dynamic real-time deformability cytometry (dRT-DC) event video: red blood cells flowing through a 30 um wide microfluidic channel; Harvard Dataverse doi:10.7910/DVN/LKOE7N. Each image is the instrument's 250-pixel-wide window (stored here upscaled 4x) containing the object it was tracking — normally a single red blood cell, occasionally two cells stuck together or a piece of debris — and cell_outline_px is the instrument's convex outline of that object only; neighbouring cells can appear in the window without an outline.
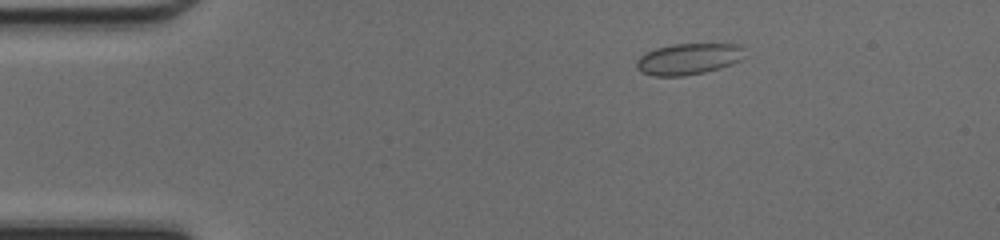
{"species": "common noctule bat (a hibernating species)", "species_latin": "Nyctalus noctula", "temperature_condition": "cold", "stored_images_in_passage": 41, "camera_frame_rate_fps": 3000, "um_per_image_px": 0.085, "animal": {"sex": "female", "body_mass_g": 17.0, "forearm_length_mm": 48.0}, "frame": {"image": 1, "passage_image": 1, "time_ms": 0.0, "image_size_px": [1000, 240], "cell_outline_px": [[740, 60], [732, 64], [720, 68], [704, 72], [684, 76], [652, 76], [640, 72], [636, 68], [636, 60], [640, 56], [656, 48], [672, 44], [740, 44]], "centroid_in_image_um": [58.43, 5.03], "position_along_channel_um": 26.6, "area_um2": 19.48}}
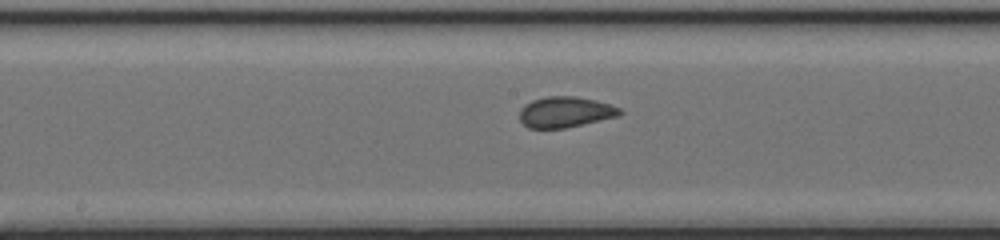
{"frame": {"image": 2, "passage_image": 18, "time_ms": 5.667, "image_size_px": [1000, 240], "cell_outline_px": [[624, 112], [620, 116], [564, 128], [528, 128], [520, 120], [520, 108], [524, 104], [532, 100], [548, 96], [576, 96], [596, 100], [620, 108]], "centroid_in_image_um": [48.05, 9.52], "position_along_channel_um": 200.1, "area_um2": 18.03}}
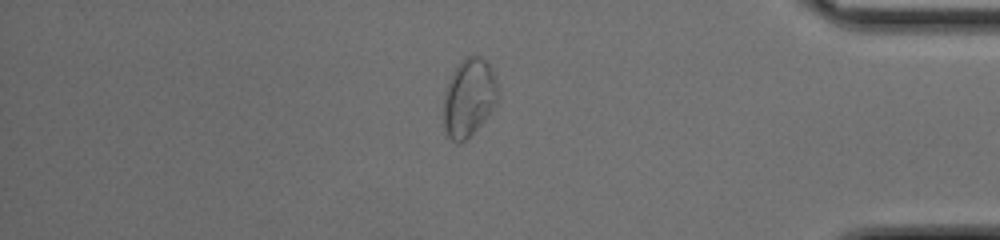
{"frame": {"image": 3, "passage_image": 34, "time_ms": 11.0, "image_size_px": [1000, 240], "cell_outline_px": [[496, 104], [484, 120], [460, 144], [456, 144], [448, 136], [444, 128], [440, 112], [440, 108], [444, 92], [452, 72], [456, 64], [460, 60], [468, 56], [480, 56], [492, 68], [496, 76]], "centroid_in_image_um": [39.78, 8.3], "position_along_channel_um": 395.4, "area_um2": 25.09}, "authors_computed_cell_mechanics": {"area_um2": 18.5538, "velocity_mm_per_s": 4.2544, "shape_relaxation_time_tau1_ms": 4.5597, "shape_relaxation_time_tau2_ms": null, "deformation_change_tau1": 0.0833, "deformation_change_tau2": null}}